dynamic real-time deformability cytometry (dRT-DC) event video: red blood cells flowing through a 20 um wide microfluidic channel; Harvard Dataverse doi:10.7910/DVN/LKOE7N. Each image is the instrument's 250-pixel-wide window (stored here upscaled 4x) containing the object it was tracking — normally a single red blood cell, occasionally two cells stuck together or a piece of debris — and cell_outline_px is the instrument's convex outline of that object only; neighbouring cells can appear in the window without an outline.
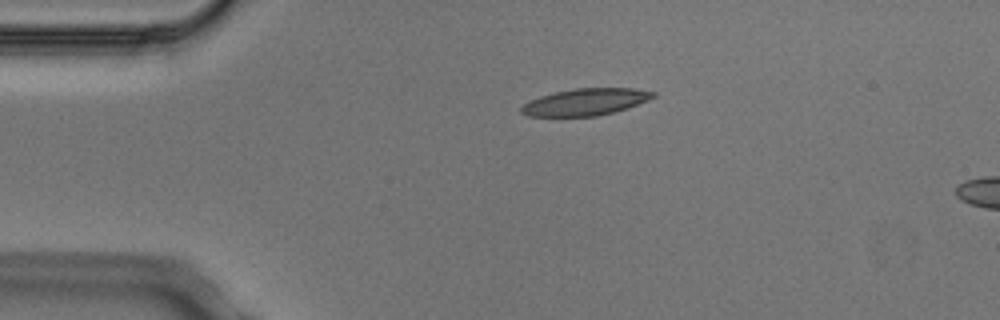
{"species": "Egyptian fruit bat (a non-hibernating species)", "species_latin": "Rousettus aegyptiacus", "temperature_condition": "cold", "stored_images_in_passage": 3, "segment_of_instrument_passage": [1, 2], "camera_frame_rate_fps": 3000, "um_per_image_px": 0.085, "animal": {"sex": "male"}, "frame": {"image": 1, "passage_image": 1, "time_ms": 0.0, "image_size_px": [1000, 320], "cell_outline_px": [[656, 96], [648, 100], [628, 108], [596, 116], [528, 116], [520, 112], [520, 108], [528, 100], [540, 96], [556, 92], [576, 88], [632, 88], [656, 92]], "centroid_in_image_um": [49.76, 8.66], "position_along_channel_um": 35.2, "area_um2": 20.58}}